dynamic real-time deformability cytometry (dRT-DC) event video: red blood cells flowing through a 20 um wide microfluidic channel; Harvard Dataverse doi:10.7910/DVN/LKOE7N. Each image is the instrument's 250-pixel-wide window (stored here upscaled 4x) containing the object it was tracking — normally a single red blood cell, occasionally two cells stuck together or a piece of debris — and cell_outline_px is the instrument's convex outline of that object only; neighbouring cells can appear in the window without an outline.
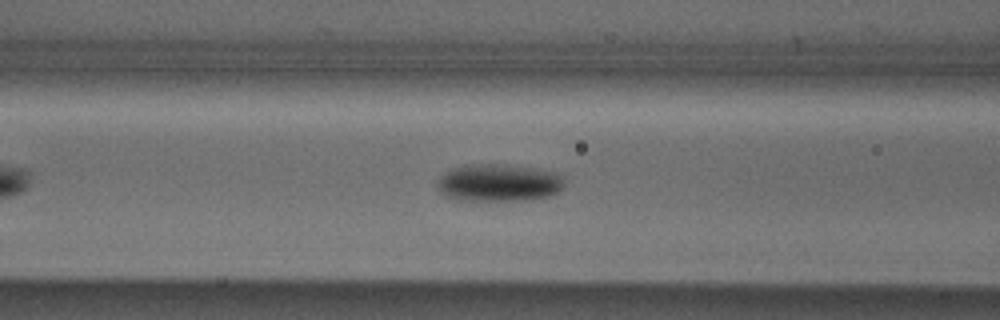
{"species": "Egyptian fruit bat (a non-hibernating species)", "species_latin": "Rousettus aegyptiacus", "temperature_condition": "cold", "stored_images_in_passage": 40, "camera_frame_rate_fps": 3000, "um_per_image_px": 0.085, "animal": {"sex": "male"}, "frame": {"image": 1, "passage_image": 12, "time_ms": 3.667, "image_size_px": [1000, 320], "cell_outline_px": [[564, 184], [556, 192], [548, 196], [532, 200], [456, 200], [440, 192], [436, 184], [436, 180], [444, 172], [452, 168], [480, 164], [496, 164], [532, 168], [556, 172], [564, 176]], "centroid_in_image_um": [42.38, 15.54], "position_along_channel_um": 124.2, "area_um2": 27.63}}
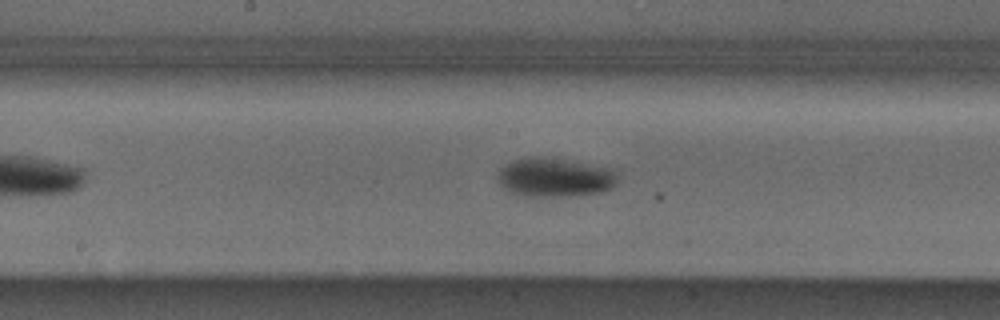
{"frame": {"image": 2, "passage_image": 18, "time_ms": 5.667, "image_size_px": [1000, 320], "cell_outline_px": [[616, 184], [612, 188], [600, 192], [564, 196], [524, 196], [512, 192], [504, 188], [500, 184], [496, 176], [500, 168], [504, 164], [528, 156], [564, 160], [616, 168]], "centroid_in_image_um": [47.15, 15.08], "position_along_channel_um": 201.0, "area_um2": 27.11}}
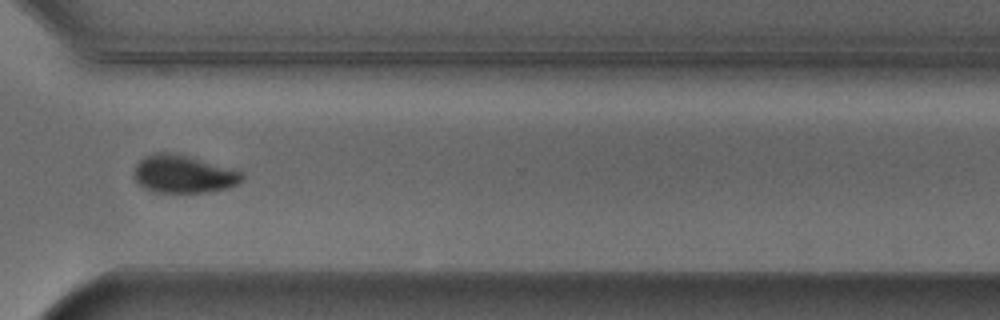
{"frame": {"image": 3, "passage_image": 30, "time_ms": 9.667, "image_size_px": [1000, 320], "cell_outline_px": [[244, 180], [228, 188], [208, 192], [156, 192], [144, 188], [136, 180], [136, 164], [144, 156], [156, 152], [176, 152], [236, 168], [244, 172]], "centroid_in_image_um": [15.68, 14.77], "position_along_channel_um": 354.9, "area_um2": 24.22}, "authors_computed_cell_mechanics": {"area_um2": 25.9522, "velocity_mm_per_s": 3.8527, "shape_relaxation_time_tau1_ms": 1.9899, "shape_relaxation_time_tau2_ms": null, "deformation_change_tau1": 0.1246, "deformation_change_tau2": null}}